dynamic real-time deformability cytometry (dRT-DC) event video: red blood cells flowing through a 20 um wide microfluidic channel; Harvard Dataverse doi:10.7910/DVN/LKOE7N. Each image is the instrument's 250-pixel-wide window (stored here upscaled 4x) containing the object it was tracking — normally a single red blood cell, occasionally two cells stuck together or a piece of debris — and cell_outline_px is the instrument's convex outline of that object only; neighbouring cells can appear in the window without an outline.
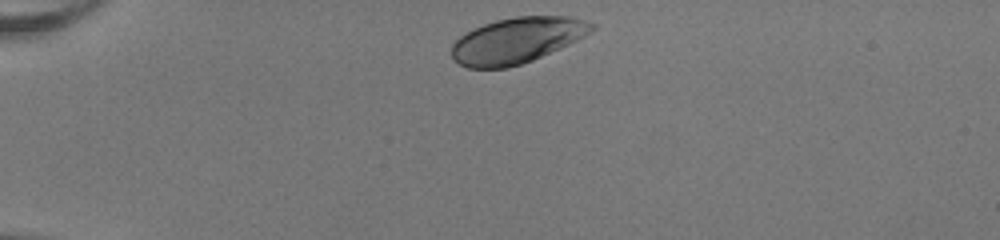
{"species": "human", "species_latin": "Homo sapiens", "temperature_condition": "room temperature", "stored_images_in_passage": 35, "camera_frame_rate_fps": 3000, "um_per_image_px": 0.085, "donor": {"sex": "female"}, "frame": {"image": 1, "passage_image": 1, "time_ms": 0.0, "image_size_px": [1000, 240], "cell_outline_px": [[596, 28], [584, 36], [568, 44], [532, 60], [508, 68], [468, 68], [460, 64], [452, 56], [452, 44], [460, 36], [484, 24], [496, 20], [516, 16], [568, 16], [584, 20], [596, 24]], "centroid_in_image_um": [43.95, 3.42], "position_along_channel_um": 41.0, "area_um2": 36.93}}
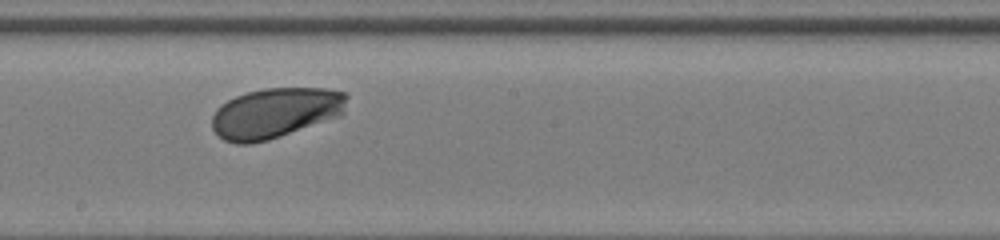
{"frame": {"image": 2, "passage_image": 19, "time_ms": 6.0, "image_size_px": [1000, 240], "cell_outline_px": [[348, 96], [344, 112], [340, 116], [268, 140], [248, 144], [236, 144], [224, 140], [212, 128], [212, 116], [216, 108], [220, 104], [236, 96], [248, 92], [264, 88], [324, 88], [348, 92]], "centroid_in_image_um": [23.42, 9.59], "position_along_channel_um": 224.8, "area_um2": 39.65}}
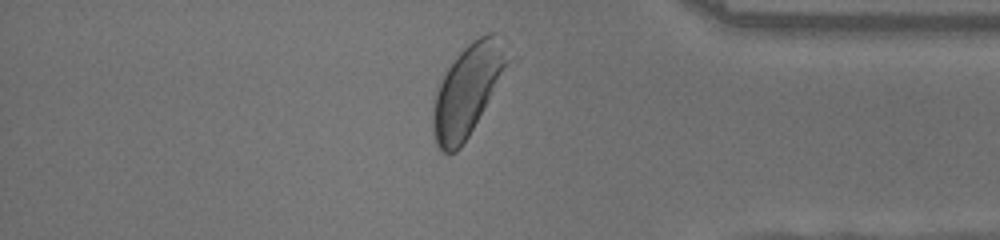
{"frame": {"image": 3, "passage_image": 33, "time_ms": 10.667, "image_size_px": [1000, 240], "cell_outline_px": [[508, 60], [468, 136], [460, 148], [456, 152], [444, 152], [436, 144], [432, 132], [432, 112], [436, 84], [460, 52], [468, 44], [480, 36], [488, 32], [496, 32]], "centroid_in_image_um": [39.61, 7.7], "position_along_channel_um": 395.6, "area_um2": 37.92}, "authors_computed_cell_mechanics": {"area_um2": 39.304, "velocity_mm_per_s": 3.9565, "shape_relaxation_time_tau1_ms": 1.2716, "shape_relaxation_time_tau2_ms": null, "deformation_change_tau1": 0.0864, "deformation_change_tau2": null}}